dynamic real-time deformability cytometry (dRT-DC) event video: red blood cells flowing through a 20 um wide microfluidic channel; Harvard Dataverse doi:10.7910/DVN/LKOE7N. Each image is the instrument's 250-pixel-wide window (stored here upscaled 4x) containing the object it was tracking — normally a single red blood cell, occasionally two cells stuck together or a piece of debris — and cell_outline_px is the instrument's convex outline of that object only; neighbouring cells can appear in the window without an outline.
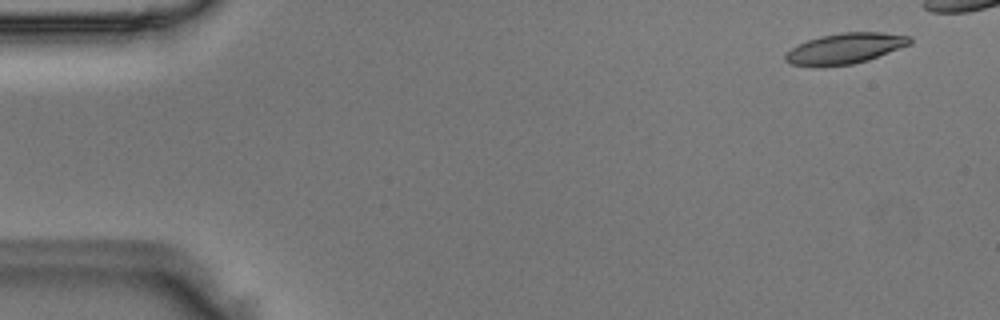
{"species": "Egyptian fruit bat (a non-hibernating species)", "species_latin": "Rousettus aegyptiacus", "temperature_condition": "room temperature", "stored_images_in_passage": 44, "camera_frame_rate_fps": 3000, "um_per_image_px": 0.085, "animal": {"sex": "male"}, "frame": {"image": 1, "passage_image": 3, "time_ms": 0.667, "image_size_px": [1000, 320], "cell_outline_px": [[912, 44], [868, 60], [852, 64], [816, 68], [792, 64], [784, 60], [784, 56], [792, 48], [808, 40], [820, 36], [840, 32], [880, 32], [908, 36], [912, 40]], "centroid_in_image_um": [71.82, 4.14], "position_along_channel_um": 13.2, "area_um2": 22.37}}
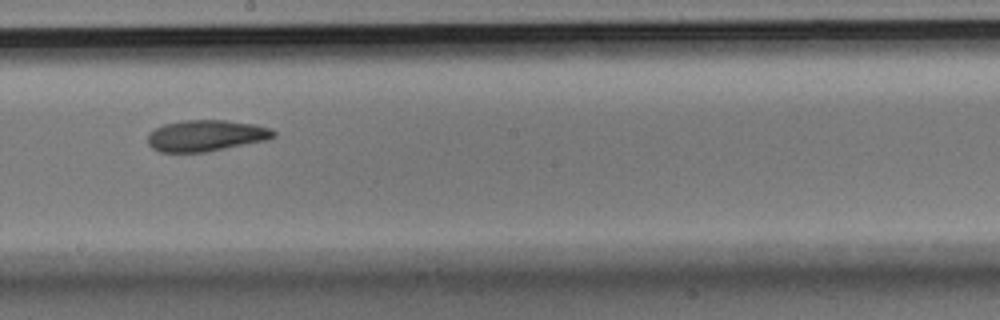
{"frame": {"image": 2, "passage_image": 28, "time_ms": 9.0, "image_size_px": [1000, 320], "cell_outline_px": [[276, 136], [268, 140], [204, 152], [160, 152], [152, 148], [148, 144], [148, 132], [164, 124], [180, 120], [224, 120], [256, 124], [272, 128], [276, 132]], "centroid_in_image_um": [17.53, 11.52], "position_along_channel_um": 230.7, "area_um2": 23.12}}
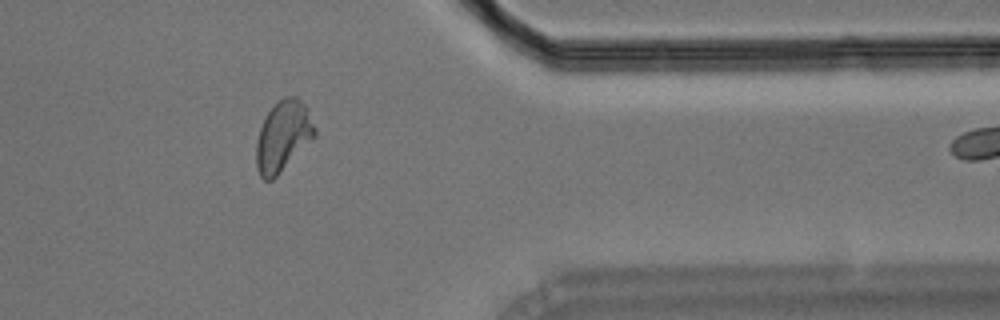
{"frame": {"image": 3, "passage_image": 41, "time_ms": 13.333, "image_size_px": [1000, 320], "cell_outline_px": [[316, 136], [272, 180], [264, 180], [260, 176], [256, 168], [256, 140], [260, 128], [268, 112], [284, 96], [296, 96], [308, 108], [316, 128]], "centroid_in_image_um": [24.07, 11.57], "position_along_channel_um": 387.3, "area_um2": 23.93}}